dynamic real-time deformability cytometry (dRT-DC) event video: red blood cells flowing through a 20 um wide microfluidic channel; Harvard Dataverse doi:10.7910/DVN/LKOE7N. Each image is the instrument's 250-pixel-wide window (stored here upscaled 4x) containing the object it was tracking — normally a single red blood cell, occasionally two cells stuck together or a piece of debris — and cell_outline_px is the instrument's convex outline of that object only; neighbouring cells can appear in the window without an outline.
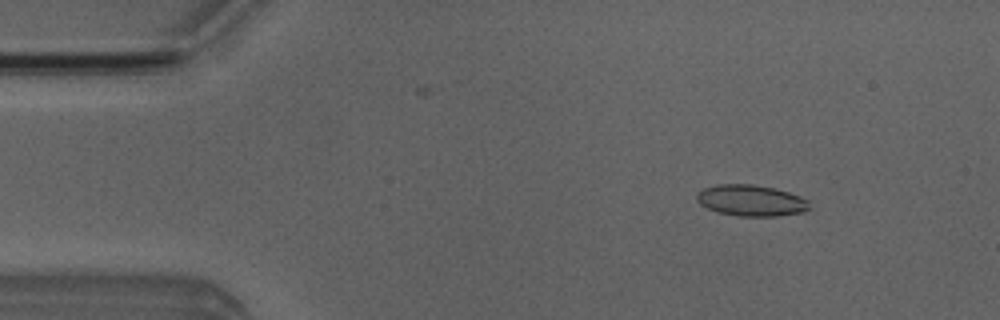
{"species": "Egyptian fruit bat (a non-hibernating species)", "species_latin": "Rousettus aegyptiacus", "temperature_condition": "room temperature", "stored_images_in_passage": 4, "camera_frame_rate_fps": 3000, "um_per_image_px": 0.085, "animal": {"sex": "male"}, "frame": {"image": 1, "passage_image": 1, "time_ms": 0.0, "image_size_px": [1000, 320], "cell_outline_px": [[808, 208], [804, 212], [776, 216], [740, 216], [716, 212], [700, 204], [696, 200], [696, 192], [704, 188], [716, 184], [752, 184], [776, 188], [800, 196], [808, 200]], "centroid_in_image_um": [63.81, 17.03], "position_along_channel_um": 21.2, "area_um2": 20.58}}